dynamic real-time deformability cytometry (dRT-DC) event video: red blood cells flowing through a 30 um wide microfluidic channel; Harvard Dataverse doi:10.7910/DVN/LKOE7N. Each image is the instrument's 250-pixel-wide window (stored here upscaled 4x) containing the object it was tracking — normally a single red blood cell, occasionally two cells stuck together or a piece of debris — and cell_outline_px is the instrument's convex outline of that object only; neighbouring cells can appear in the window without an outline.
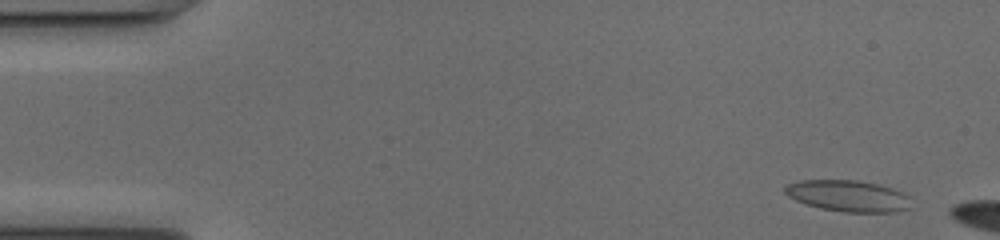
{"species": "common noctule bat (a hibernating species)", "species_latin": "Nyctalus noctula", "temperature_condition": "cold", "stored_images_in_passage": 8, "camera_frame_rate_fps": 3000, "um_per_image_px": 0.085, "animal": {"sex": "female", "body_mass_g": 17.0, "forearm_length_mm": 48.0}, "frame": {"image": 1, "passage_image": 3, "time_ms": 0.667, "image_size_px": [1000, 240], "cell_outline_px": [[908, 208], [892, 212], [844, 212], [820, 208], [796, 200], [788, 196], [784, 192], [784, 188], [788, 184], [804, 180], [856, 180], [876, 184], [900, 192], [904, 196]], "centroid_in_image_um": [71.98, 16.65], "position_along_channel_um": 13.0, "area_um2": 22.25}}